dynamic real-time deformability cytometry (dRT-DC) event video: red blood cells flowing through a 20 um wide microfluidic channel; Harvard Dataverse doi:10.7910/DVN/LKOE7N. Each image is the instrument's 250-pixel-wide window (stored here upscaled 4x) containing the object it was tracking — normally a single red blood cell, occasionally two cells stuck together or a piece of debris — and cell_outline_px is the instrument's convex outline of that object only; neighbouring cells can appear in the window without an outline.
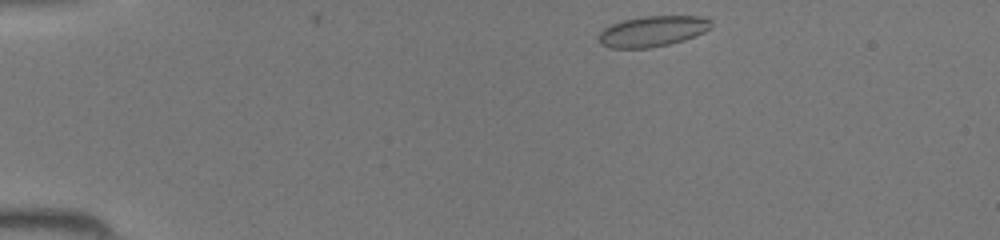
{"species": "common noctule bat (a hibernating species)", "species_latin": "Nyctalus noctula", "temperature_condition": "room temperature", "stored_images_in_passage": 5, "camera_frame_rate_fps": 3000, "um_per_image_px": 0.085, "animal": {"sex": "female", "body_mass_g": 19.5, "forearm_length_mm": 54.1}, "frame": {"image": 1, "passage_image": 1, "time_ms": 0.0, "image_size_px": [1000, 240], "cell_outline_px": [[712, 28], [704, 32], [684, 40], [668, 44], [648, 48], [612, 48], [600, 44], [596, 40], [596, 36], [608, 24], [624, 20], [644, 16], [700, 16], [712, 20]], "centroid_in_image_um": [55.43, 2.65], "position_along_channel_um": 29.6, "area_um2": 20.35}}